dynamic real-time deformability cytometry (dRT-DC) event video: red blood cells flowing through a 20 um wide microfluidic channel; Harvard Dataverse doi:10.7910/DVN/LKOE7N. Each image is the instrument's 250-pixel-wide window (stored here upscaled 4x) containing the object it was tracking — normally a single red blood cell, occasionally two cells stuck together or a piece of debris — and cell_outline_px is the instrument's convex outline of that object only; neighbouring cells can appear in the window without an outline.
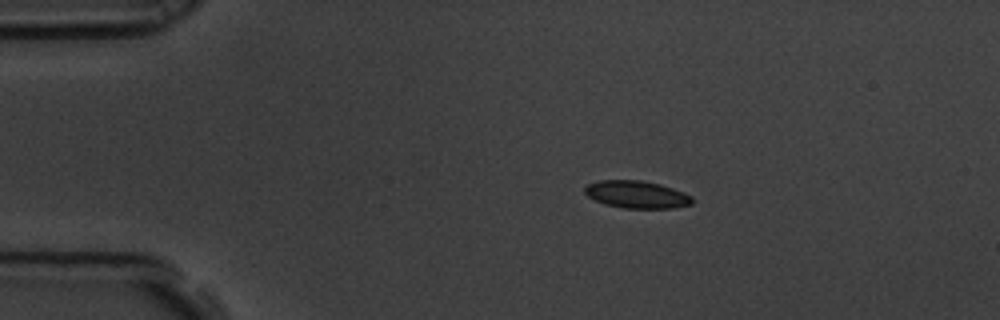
{"species": "common noctule bat (a hibernating species)", "species_latin": "Nyctalus noctula", "temperature_condition": "room temperature", "stored_images_in_passage": 4, "camera_frame_rate_fps": 3000, "um_per_image_px": 0.085, "animal": {"sex": "male", "body_mass_g": 19.5, "forearm_length_mm": 54.6}, "frame": {"image": 1, "passage_image": 1, "time_ms": 0.0, "image_size_px": [1000, 320], "cell_outline_px": [[692, 204], [672, 208], [624, 208], [604, 204], [588, 196], [584, 192], [584, 188], [588, 184], [600, 180], [640, 180], [660, 184], [672, 188], [692, 196]], "centroid_in_image_um": [54.1, 16.53], "position_along_channel_um": 30.9, "area_um2": 17.05}}
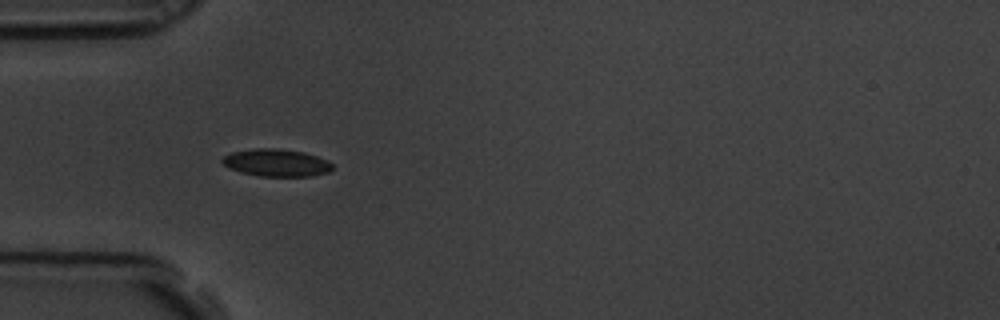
{"frame": {"image": 2, "passage_image": 3, "time_ms": 0.667, "image_size_px": [1000, 320], "cell_outline_px": [[332, 168], [328, 172], [312, 176], [260, 176], [240, 172], [228, 168], [220, 160], [224, 156], [232, 152], [256, 148], [276, 148], [304, 152], [328, 160], [332, 164]], "centroid_in_image_um": [23.48, 13.83], "position_along_channel_um": 61.5, "area_um2": 17.57}}
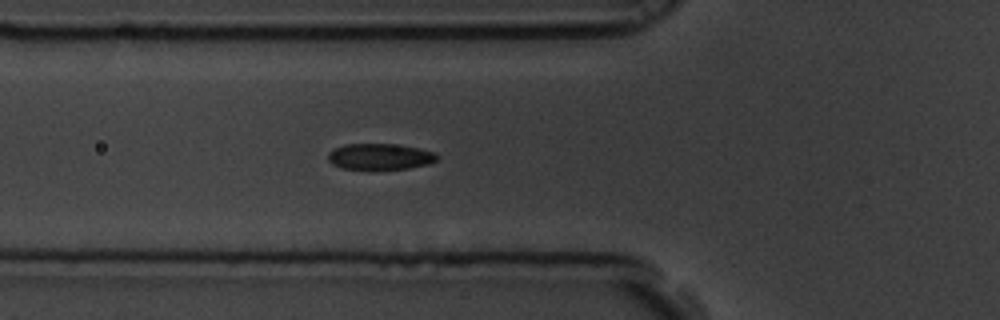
{"frame": {"image": 3, "passage_image": 4, "time_ms": 1.0, "image_size_px": [1000, 320], "cell_outline_px": [[440, 156], [436, 160], [428, 164], [408, 168], [340, 168], [332, 164], [328, 160], [328, 152], [344, 144], [392, 144], [416, 148], [436, 152]], "centroid_in_image_um": [32.29, 13.3], "position_along_channel_um": 93.5, "area_um2": 16.24}}